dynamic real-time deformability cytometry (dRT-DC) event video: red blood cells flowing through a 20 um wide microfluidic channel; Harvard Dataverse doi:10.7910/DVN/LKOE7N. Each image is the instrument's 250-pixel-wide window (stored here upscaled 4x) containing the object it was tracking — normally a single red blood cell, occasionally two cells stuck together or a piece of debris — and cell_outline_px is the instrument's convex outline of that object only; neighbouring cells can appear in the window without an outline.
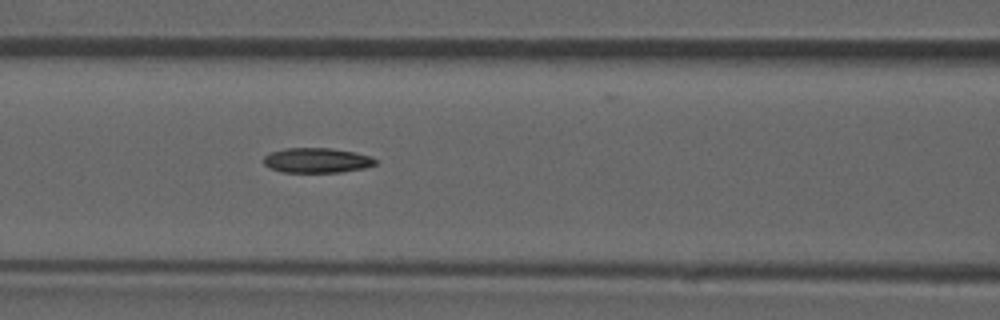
{"species": "common noctule bat (a hibernating species)", "species_latin": "Nyctalus noctula", "temperature_condition": "room temperature", "stored_images_in_passage": 53, "camera_frame_rate_fps": 3000, "um_per_image_px": 0.085, "animal": {"sex": "male", "forearm_length_mm": 52.5}, "frame": {"image": 1, "passage_image": 23, "time_ms": 7.333, "image_size_px": [1000, 320], "cell_outline_px": [[376, 164], [364, 168], [340, 172], [280, 172], [268, 168], [264, 164], [264, 156], [272, 152], [284, 148], [332, 148], [372, 156], [376, 160]], "centroid_in_image_um": [26.91, 13.63], "position_along_channel_um": 139.7, "area_um2": 16.24}, "authors_computed_cell_mechanics": {"area_um2": 16.5308, "velocity_mm_per_s": 3.9124, "shape_relaxation_time_tau1_ms": null, "shape_relaxation_time_tau2_ms": 8.6926, "deformation_change_tau1": null, "deformation_change_tau2": 0.18}}